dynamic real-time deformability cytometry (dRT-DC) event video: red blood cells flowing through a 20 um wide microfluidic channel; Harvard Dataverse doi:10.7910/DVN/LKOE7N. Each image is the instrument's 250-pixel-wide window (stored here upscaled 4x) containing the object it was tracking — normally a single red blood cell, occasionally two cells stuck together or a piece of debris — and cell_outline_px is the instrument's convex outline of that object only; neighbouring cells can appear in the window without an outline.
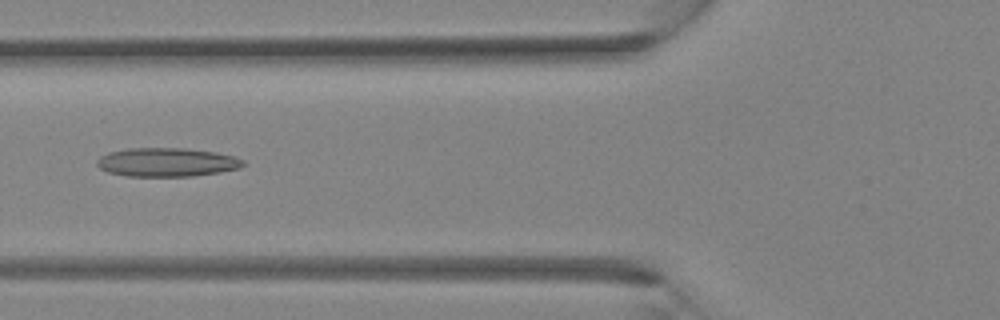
{"species": "Egyptian fruit bat (a non-hibernating species)", "species_latin": "Rousettus aegyptiacus", "temperature_condition": "room temperature", "stored_images_in_passage": 3, "camera_frame_rate_fps": 3000, "um_per_image_px": 0.085, "animal": {"sex": "female"}, "frame": {"image": 1, "passage_image": 3, "time_ms": 2.333, "image_size_px": [1000, 320], "cell_outline_px": [[244, 164], [240, 168], [220, 172], [192, 176], [128, 176], [108, 172], [100, 168], [96, 164], [96, 160], [100, 156], [108, 152], [128, 148], [184, 148], [216, 152], [236, 156], [244, 160]], "centroid_in_image_um": [14.18, 13.78], "position_along_channel_um": 111.6, "area_um2": 24.62}}